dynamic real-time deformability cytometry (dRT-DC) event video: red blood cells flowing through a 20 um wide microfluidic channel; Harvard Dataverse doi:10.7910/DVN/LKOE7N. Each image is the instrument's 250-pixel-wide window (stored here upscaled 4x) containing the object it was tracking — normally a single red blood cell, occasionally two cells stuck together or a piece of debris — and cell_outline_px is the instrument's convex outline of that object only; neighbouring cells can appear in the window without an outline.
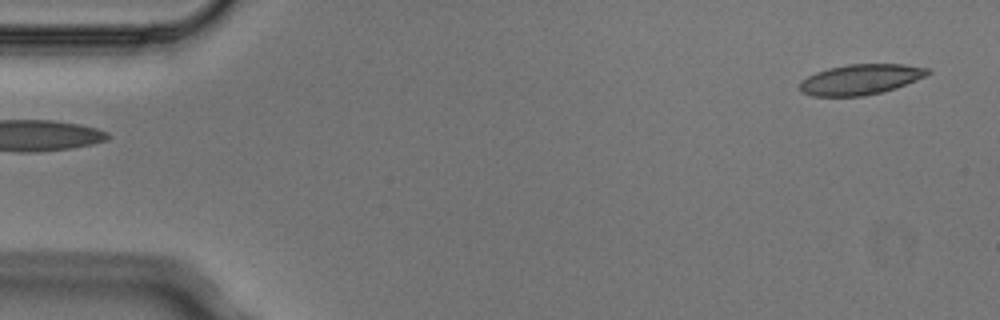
{"species": "Egyptian fruit bat (a non-hibernating species)", "species_latin": "Rousettus aegyptiacus", "temperature_condition": "cold", "stored_images_in_passage": 4, "segment_of_instrument_passage": [2, 2], "camera_frame_rate_fps": 3000, "um_per_image_px": 0.085, "animal": {"sex": "male"}, "frame": {"image": 1, "passage_image": 4, "time_ms": 1.0, "image_size_px": [1000, 320], "cell_outline_px": [[932, 72], [928, 76], [896, 88], [884, 92], [864, 96], [812, 96], [800, 92], [800, 80], [816, 72], [828, 68], [848, 64], [904, 64], [928, 68]], "centroid_in_image_um": [73.17, 6.75], "position_along_channel_um": 11.8, "area_um2": 22.95}}